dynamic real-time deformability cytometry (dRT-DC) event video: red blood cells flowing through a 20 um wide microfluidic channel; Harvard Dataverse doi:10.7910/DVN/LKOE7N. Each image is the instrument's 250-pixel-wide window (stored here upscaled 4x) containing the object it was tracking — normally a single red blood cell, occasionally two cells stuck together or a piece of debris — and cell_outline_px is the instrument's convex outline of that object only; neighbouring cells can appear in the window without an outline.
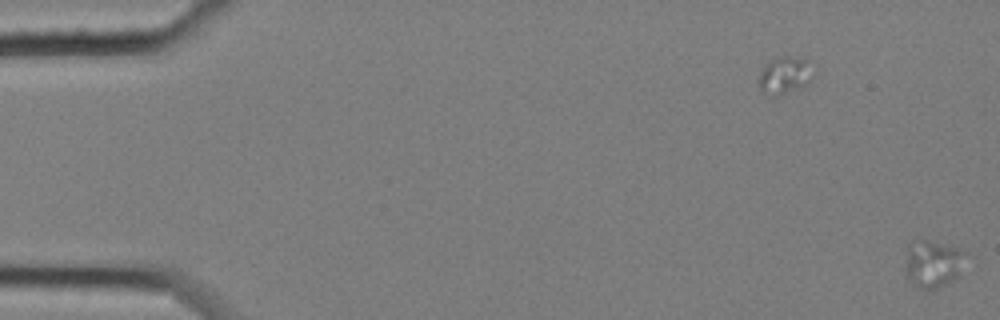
{"species": "common noctule bat (a hibernating species)", "species_latin": "Nyctalus noctula", "temperature_condition": "cold", "stored_images_in_passage": 2, "camera_frame_rate_fps": 3000, "um_per_image_px": 0.085, "animal": {"sex": "female", "body_mass_g": 25.1}, "frame": {"image": 1, "passage_image": 2, "time_ms": 0.333, "image_size_px": [1000, 320], "cell_outline_px": [[960, 252], [956, 276], [952, 280], [940, 288], [932, 292], [916, 288], [912, 284], [904, 268], [908, 244], [924, 240], [928, 240], [956, 248]], "centroid_in_image_um": [79.14, 22.49], "position_along_channel_um": 5.9, "area_um2": 15.9}}